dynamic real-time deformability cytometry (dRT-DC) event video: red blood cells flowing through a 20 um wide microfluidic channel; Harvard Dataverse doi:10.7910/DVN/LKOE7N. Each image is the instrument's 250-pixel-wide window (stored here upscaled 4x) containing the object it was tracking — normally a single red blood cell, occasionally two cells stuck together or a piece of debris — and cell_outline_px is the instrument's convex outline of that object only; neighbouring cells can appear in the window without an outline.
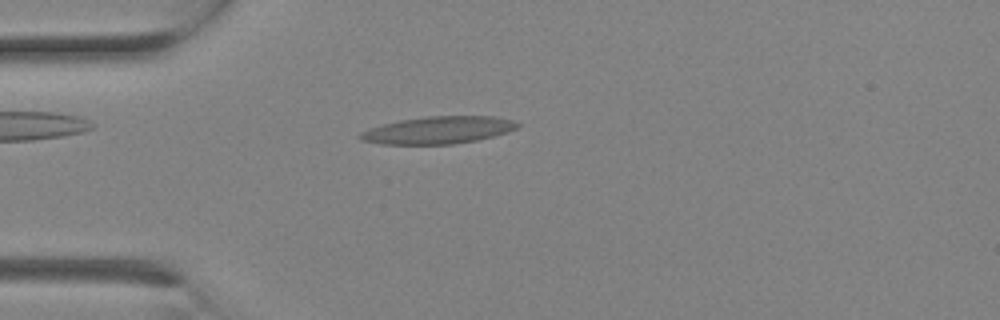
{"species": "Egyptian fruit bat (a non-hibernating species)", "species_latin": "Rousettus aegyptiacus", "temperature_condition": "room temperature", "stored_images_in_passage": 1, "camera_frame_rate_fps": 3000, "um_per_image_px": 0.085, "animal": {"sex": "female"}, "frame": {"image": 1, "passage_image": 1, "time_ms": 0.0, "image_size_px": [1000, 320], "cell_outline_px": [[520, 124], [516, 128], [508, 132], [476, 140], [452, 144], [380, 144], [360, 140], [356, 136], [360, 132], [368, 128], [400, 120], [428, 116], [492, 116], [512, 120]], "centroid_in_image_um": [37.19, 11.06], "position_along_channel_um": 47.8, "area_um2": 24.97}}